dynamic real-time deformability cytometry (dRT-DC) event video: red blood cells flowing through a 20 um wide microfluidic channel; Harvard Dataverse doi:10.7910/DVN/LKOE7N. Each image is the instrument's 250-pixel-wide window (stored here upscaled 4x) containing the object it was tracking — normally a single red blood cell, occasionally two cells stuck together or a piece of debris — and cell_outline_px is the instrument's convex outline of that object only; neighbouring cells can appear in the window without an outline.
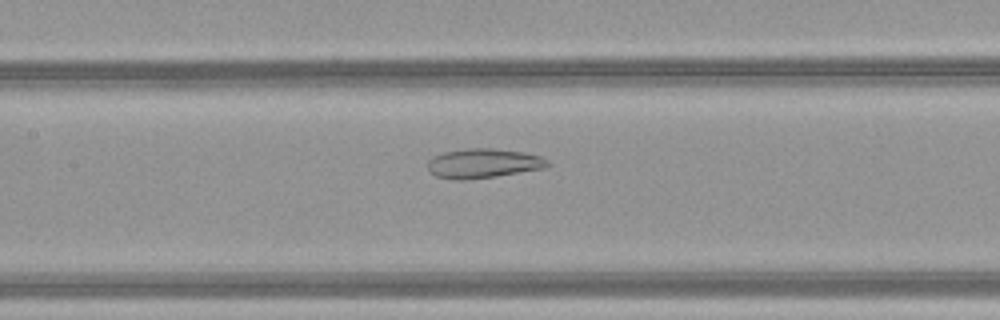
{"species": "common noctule bat (a hibernating species)", "species_latin": "Nyctalus noctula", "temperature_condition": "warm", "stored_images_in_passage": 43, "camera_frame_rate_fps": 3000, "um_per_image_px": 0.085, "animal": {"sex": "female", "body_mass_g": 21.9}, "frame": {"image": 1, "passage_image": 18, "time_ms": 5.667, "image_size_px": [1000, 320], "cell_outline_px": [[552, 164], [548, 168], [496, 176], [468, 180], [452, 180], [436, 176], [428, 168], [428, 160], [432, 156], [444, 152], [468, 148], [492, 148], [524, 152], [540, 156], [548, 160]], "centroid_in_image_um": [41.11, 13.89], "position_along_channel_um": 166.3, "area_um2": 20.87}}
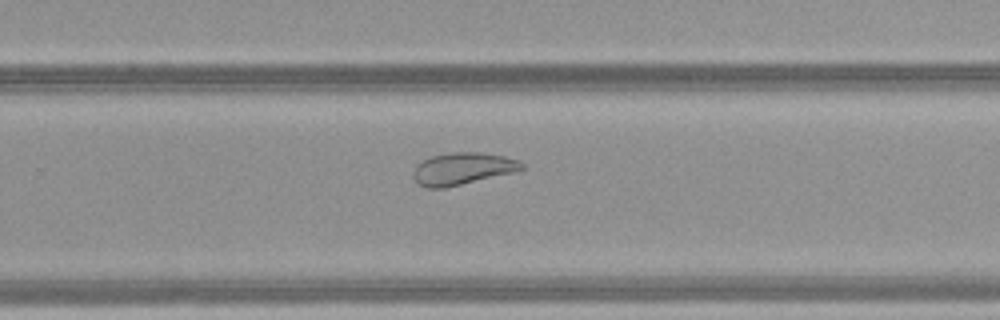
{"frame": {"image": 2, "passage_image": 27, "time_ms": 8.667, "image_size_px": [1000, 320], "cell_outline_px": [[524, 168], [516, 172], [444, 188], [428, 188], [420, 184], [412, 176], [416, 164], [432, 156], [452, 152], [480, 152], [504, 156], [520, 160], [524, 164]], "centroid_in_image_um": [39.35, 14.33], "position_along_channel_um": 290.4, "area_um2": 20.29}}
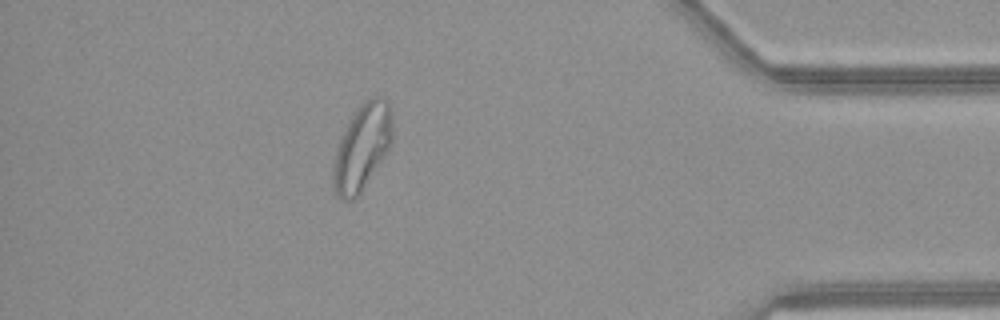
{"frame": {"image": 3, "passage_image": 38, "time_ms": 12.333, "image_size_px": [1000, 320], "cell_outline_px": [[392, 144], [360, 192], [352, 200], [340, 200], [336, 196], [332, 184], [332, 172], [336, 152], [340, 140], [356, 108], [364, 100], [372, 96], [384, 96], [392, 112]], "centroid_in_image_um": [30.78, 12.49], "position_along_channel_um": 404.4, "area_um2": 29.48}, "authors_computed_cell_mechanics": {"area_um2": 26.6458, "velocity_mm_per_s": 4.1546, "shape_relaxation_time_tau1_ms": null, "shape_relaxation_time_tau2_ms": 2.3789, "deformation_change_tau1": null, "deformation_change_tau2": 0.082}}